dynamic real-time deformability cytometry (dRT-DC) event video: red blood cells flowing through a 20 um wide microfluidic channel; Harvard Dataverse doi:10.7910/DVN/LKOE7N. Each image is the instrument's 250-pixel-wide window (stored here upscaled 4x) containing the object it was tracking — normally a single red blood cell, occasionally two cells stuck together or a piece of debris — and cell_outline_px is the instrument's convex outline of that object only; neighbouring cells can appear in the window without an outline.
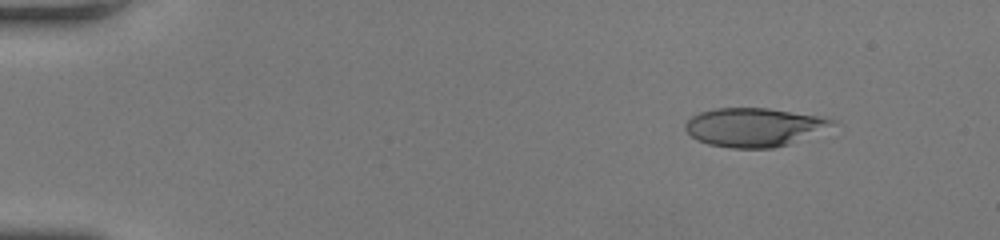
{"species": "human", "species_latin": "Homo sapiens", "temperature_condition": "room temperature", "stored_images_in_passage": 45, "camera_frame_rate_fps": 3000, "um_per_image_px": 0.085, "donor": {"sex": "female"}, "frame": {"image": 1, "passage_image": 1, "time_ms": 0.0, "image_size_px": [1000, 240], "cell_outline_px": [[840, 124], [788, 144], [772, 148], [732, 148], [708, 144], [696, 140], [684, 128], [684, 124], [692, 116], [700, 112], [716, 108], [768, 108], [816, 116], [836, 120]], "centroid_in_image_um": [64.09, 10.81], "position_along_channel_um": 20.9, "area_um2": 33.0}}
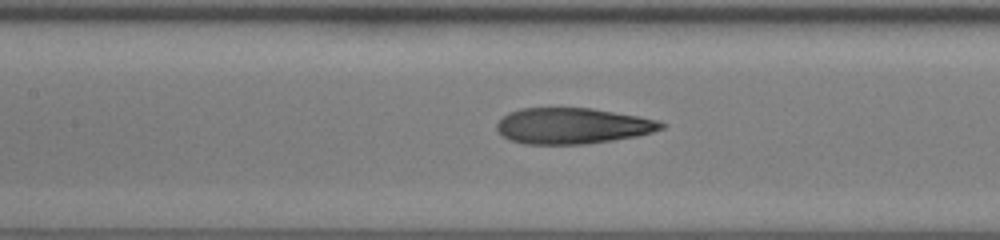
{"frame": {"image": 2, "passage_image": 19, "time_ms": 6.0, "image_size_px": [1000, 240], "cell_outline_px": [[664, 128], [652, 132], [636, 136], [612, 140], [584, 144], [524, 144], [508, 140], [496, 128], [496, 124], [508, 112], [520, 108], [592, 108], [636, 116], [656, 120], [664, 124]], "centroid_in_image_um": [48.62, 10.7], "position_along_channel_um": 158.8, "area_um2": 34.22}}
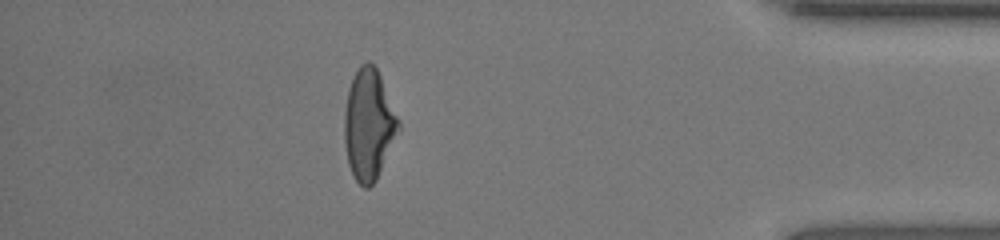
{"frame": {"image": 3, "passage_image": 39, "time_ms": 12.667, "image_size_px": [1000, 240], "cell_outline_px": [[400, 128], [376, 180], [368, 188], [364, 188], [352, 176], [348, 164], [344, 144], [344, 112], [348, 88], [360, 64], [368, 60], [376, 68], [380, 76], [400, 120]], "centroid_in_image_um": [31.33, 10.6], "position_along_channel_um": 403.9, "area_um2": 34.91}, "authors_computed_cell_mechanics": {"area_um2": 34.3332, "velocity_mm_per_s": 4.246, "shape_relaxation_time_tau1_ms": null, "shape_relaxation_time_tau2_ms": 1.3103, "deformation_change_tau1": null, "deformation_change_tau2": 0.1009}}